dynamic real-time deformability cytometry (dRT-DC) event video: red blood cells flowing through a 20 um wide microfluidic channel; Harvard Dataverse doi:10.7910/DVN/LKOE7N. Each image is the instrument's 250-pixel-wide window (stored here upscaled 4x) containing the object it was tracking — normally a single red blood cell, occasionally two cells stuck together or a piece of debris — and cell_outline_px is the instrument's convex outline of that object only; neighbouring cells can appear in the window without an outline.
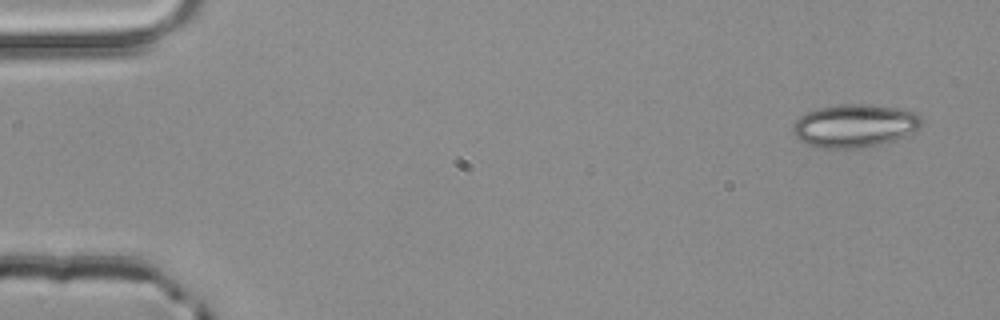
{"species": "common noctule bat (a hibernating species)", "species_latin": "Nyctalus noctula", "temperature_condition": "room temperature", "stored_images_in_passage": 3, "camera_frame_rate_fps": 3000, "um_per_image_px": 0.085, "animal": {"sex": "male", "body_mass_g": 20.4}, "frame": {"image": 1, "passage_image": 1, "time_ms": 0.0, "image_size_px": [1000, 320], "cell_outline_px": [[920, 124], [912, 132], [904, 136], [884, 144], [864, 148], [812, 148], [800, 140], [792, 132], [792, 124], [804, 112], [816, 108], [840, 104], [868, 104], [908, 108], [916, 112], [920, 116]], "centroid_in_image_um": [72.61, 10.68], "position_along_channel_um": 12.4, "area_um2": 32.95}}
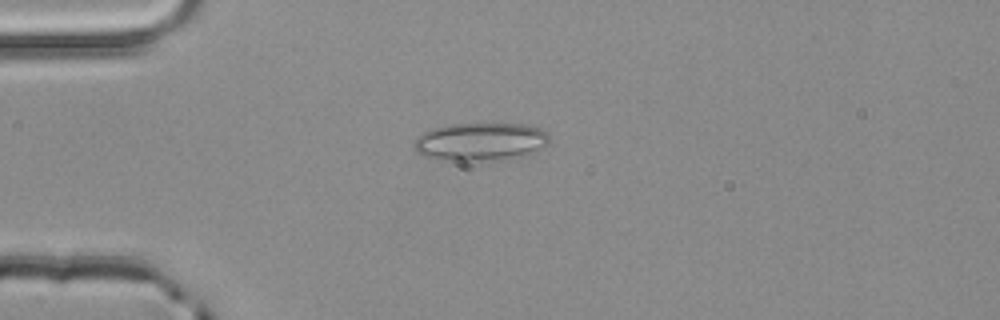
{"frame": {"image": 2, "passage_image": 3, "time_ms": 0.667, "image_size_px": [1000, 320], "cell_outline_px": [[548, 144], [532, 152], [520, 156], [500, 160], [456, 160], [424, 156], [412, 144], [424, 132], [432, 128], [448, 124], [524, 124], [540, 128], [548, 132]], "centroid_in_image_um": [40.88, 12.02], "position_along_channel_um": 44.1, "area_um2": 29.48}}